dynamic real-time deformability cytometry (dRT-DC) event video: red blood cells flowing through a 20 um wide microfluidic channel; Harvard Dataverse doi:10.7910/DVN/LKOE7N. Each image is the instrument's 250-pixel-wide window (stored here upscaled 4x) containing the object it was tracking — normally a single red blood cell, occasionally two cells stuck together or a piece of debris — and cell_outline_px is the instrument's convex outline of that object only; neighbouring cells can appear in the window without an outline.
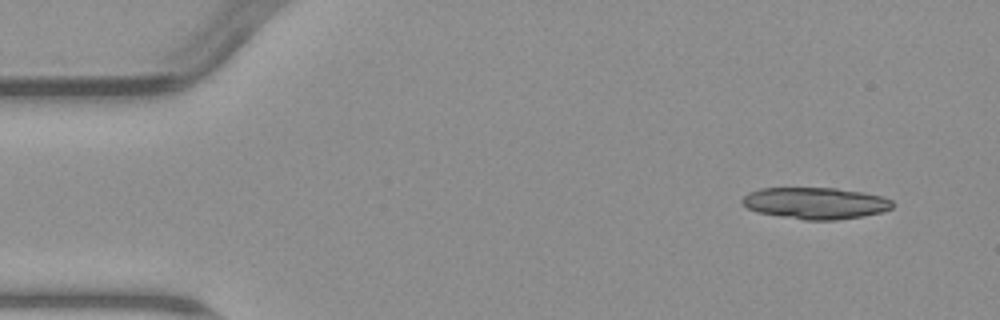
{"species": "common noctule bat (a hibernating species)", "species_latin": "Nyctalus noctula", "temperature_condition": "warm", "stored_images_in_passage": 4, "camera_frame_rate_fps": 3000, "um_per_image_px": 0.085, "animal": {"sex": "male", "body_mass_g": 23.1, "forearm_length_mm": 52.7}, "frame": {"image": 1, "passage_image": 1, "time_ms": 0.0, "image_size_px": [1000, 320], "cell_outline_px": [[896, 204], [892, 208], [880, 212], [864, 216], [836, 220], [804, 220], [756, 212], [748, 208], [740, 200], [748, 192], [760, 188], [836, 188], [864, 192], [884, 196], [892, 200]], "centroid_in_image_um": [69.34, 17.26], "position_along_channel_um": 15.7, "area_um2": 27.92}}